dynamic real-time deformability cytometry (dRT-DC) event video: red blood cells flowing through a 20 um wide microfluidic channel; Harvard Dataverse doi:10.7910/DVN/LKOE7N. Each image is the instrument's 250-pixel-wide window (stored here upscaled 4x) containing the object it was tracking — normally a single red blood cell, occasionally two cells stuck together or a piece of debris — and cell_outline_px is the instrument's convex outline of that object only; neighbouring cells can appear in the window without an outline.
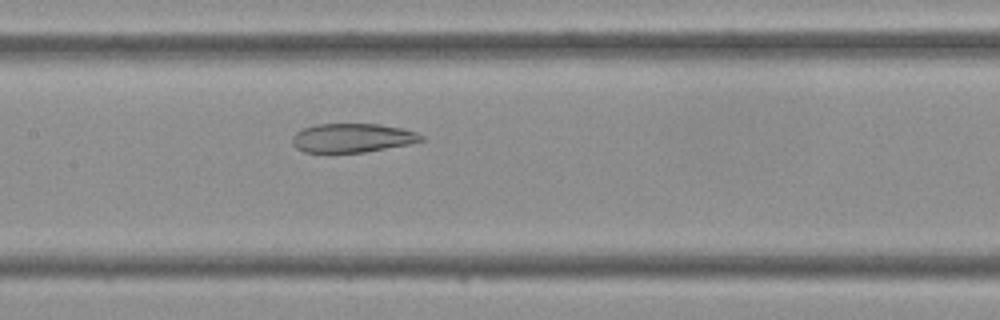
{"species": "Egyptian fruit bat (a non-hibernating species)", "species_latin": "Rousettus aegyptiacus", "temperature_condition": "cold", "stored_images_in_passage": 44, "camera_frame_rate_fps": 3000, "um_per_image_px": 0.085, "frame": {"image": 1, "passage_image": 21, "time_ms": 6.667, "image_size_px": [1000, 320], "cell_outline_px": [[424, 140], [408, 144], [364, 152], [304, 152], [296, 148], [292, 144], [292, 136], [296, 132], [304, 128], [316, 124], [380, 124], [400, 128], [416, 132], [424, 136]], "centroid_in_image_um": [29.92, 11.72], "position_along_channel_um": 177.5, "area_um2": 21.62}}
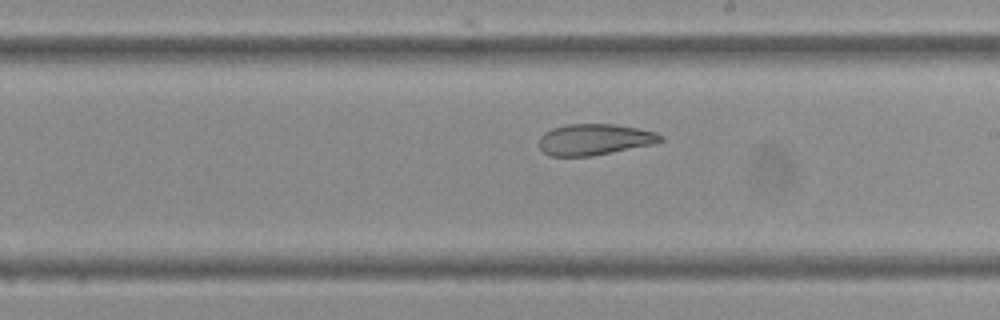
{"frame": {"image": 2, "passage_image": 25, "time_ms": 8.0, "image_size_px": [1000, 320], "cell_outline_px": [[664, 140], [652, 144], [592, 156], [552, 156], [544, 152], [540, 148], [540, 136], [544, 132], [552, 128], [568, 124], [616, 124], [656, 132], [664, 136]], "centroid_in_image_um": [50.54, 11.85], "position_along_channel_um": 238.5, "area_um2": 21.96}}
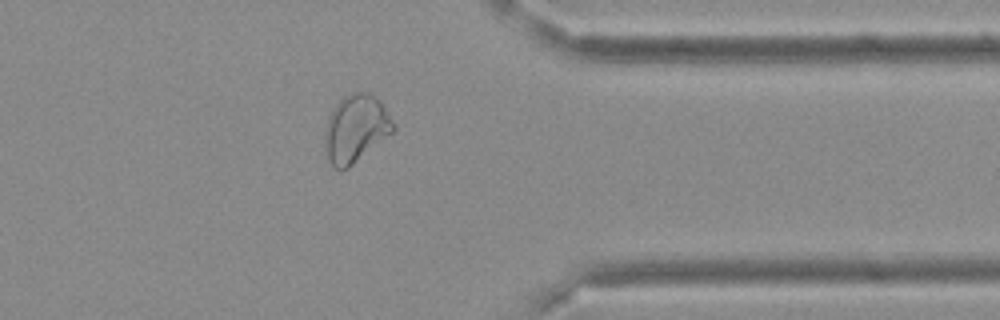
{"frame": {"image": 3, "passage_image": 35, "time_ms": 11.333, "image_size_px": [1000, 320], "cell_outline_px": [[396, 128], [392, 132], [348, 168], [336, 168], [328, 160], [324, 148], [324, 128], [328, 116], [332, 108], [344, 96], [352, 92], [368, 92], [376, 96], [380, 100], [396, 124]], "centroid_in_image_um": [30.22, 10.89], "position_along_channel_um": 381.2, "area_um2": 27.05}}